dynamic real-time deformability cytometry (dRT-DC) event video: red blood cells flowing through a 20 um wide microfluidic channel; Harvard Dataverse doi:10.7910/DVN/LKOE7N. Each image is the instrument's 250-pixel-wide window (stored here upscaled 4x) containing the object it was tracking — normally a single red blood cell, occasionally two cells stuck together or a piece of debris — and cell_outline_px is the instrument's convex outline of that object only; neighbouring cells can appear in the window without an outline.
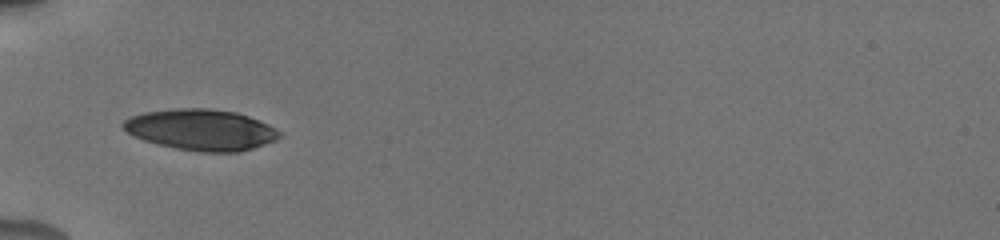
{"species": "human", "species_latin": "Homo sapiens", "temperature_condition": "cold", "stored_images_in_passage": 2, "camera_frame_rate_fps": 3000, "um_per_image_px": 0.085, "donor": {"sex": "male"}, "frame": {"image": 1, "passage_image": 1, "time_ms": 0.0, "image_size_px": [1000, 240], "cell_outline_px": [[280, 136], [276, 140], [240, 152], [200, 152], [176, 148], [156, 144], [132, 136], [120, 124], [124, 120], [132, 116], [144, 112], [176, 108], [208, 108], [236, 112], [248, 116], [268, 124], [280, 132]], "centroid_in_image_um": [17.06, 11.03], "position_along_channel_um": 67.9, "area_um2": 37.34}}